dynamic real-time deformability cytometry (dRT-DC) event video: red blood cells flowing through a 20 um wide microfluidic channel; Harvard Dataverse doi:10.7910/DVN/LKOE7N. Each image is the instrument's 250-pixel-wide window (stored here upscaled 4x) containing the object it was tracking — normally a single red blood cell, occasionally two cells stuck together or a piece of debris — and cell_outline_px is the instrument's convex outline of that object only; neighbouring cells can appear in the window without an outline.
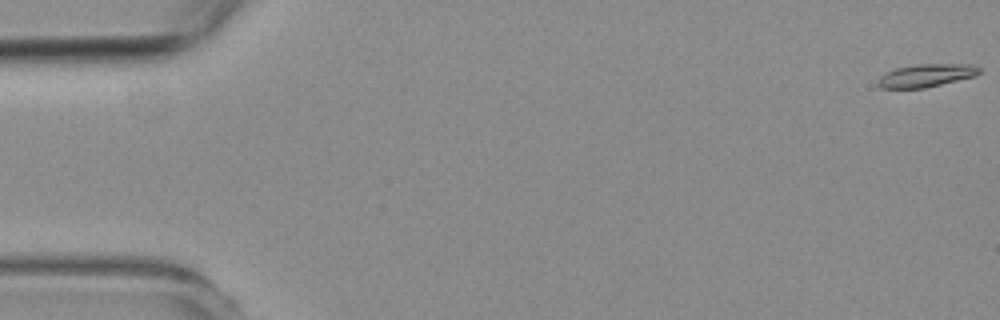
{"species": "common noctule bat (a hibernating species)", "species_latin": "Nyctalus noctula", "temperature_condition": "room temperature", "stored_images_in_passage": 58, "camera_frame_rate_fps": 3000, "um_per_image_px": 0.085, "animal": {"sex": "female", "body_mass_g": 19.3, "forearm_length_mm": 54.1}, "frame": {"image": 1, "passage_image": 1, "time_ms": 0.0, "image_size_px": [1000, 320], "cell_outline_px": [[980, 72], [976, 76], [924, 88], [880, 88], [876, 84], [876, 80], [880, 76], [896, 68], [916, 64], [972, 64], [980, 68]], "centroid_in_image_um": [78.72, 6.41], "position_along_channel_um": 6.3, "area_um2": 13.58}}
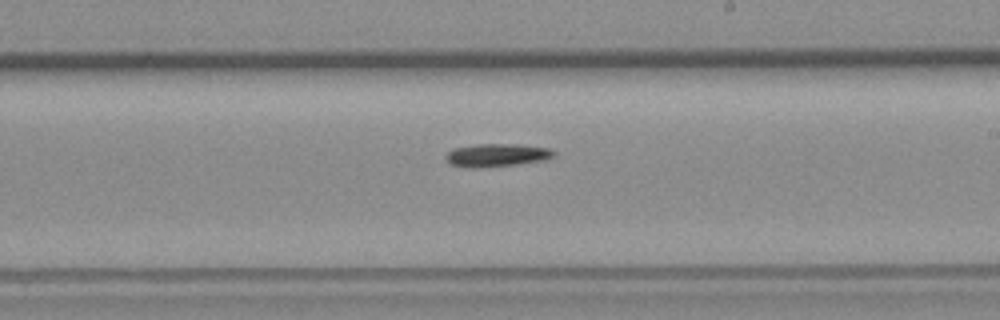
{"frame": {"image": 2, "passage_image": 34, "time_ms": 11.0, "image_size_px": [1000, 320], "cell_outline_px": [[556, 152], [552, 156], [544, 160], [512, 164], [472, 168], [448, 164], [444, 156], [452, 148], [476, 144], [516, 144], [552, 148]], "centroid_in_image_um": [42.18, 13.17], "position_along_channel_um": 246.8, "area_um2": 14.39}}
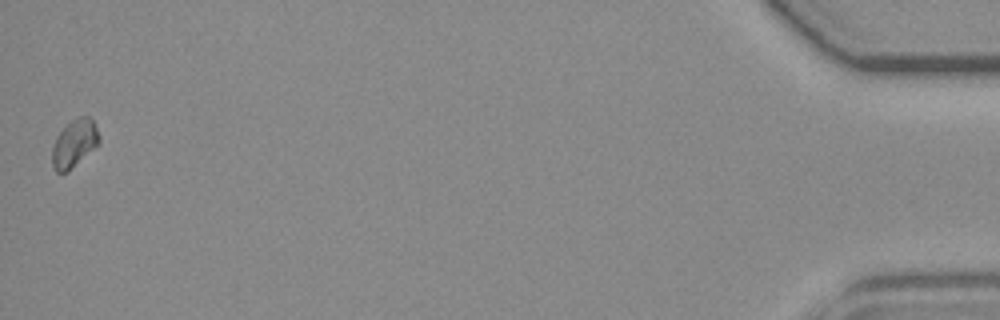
{"frame": {"image": 3, "passage_image": 58, "time_ms": 19.0, "image_size_px": [1000, 320], "cell_outline_px": [[100, 140], [68, 172], [56, 172], [52, 168], [52, 148], [56, 136], [72, 120], [80, 116], [88, 116], [92, 120], [100, 136]], "centroid_in_image_um": [6.28, 12.2], "position_along_channel_um": 428.9, "area_um2": 12.66}}